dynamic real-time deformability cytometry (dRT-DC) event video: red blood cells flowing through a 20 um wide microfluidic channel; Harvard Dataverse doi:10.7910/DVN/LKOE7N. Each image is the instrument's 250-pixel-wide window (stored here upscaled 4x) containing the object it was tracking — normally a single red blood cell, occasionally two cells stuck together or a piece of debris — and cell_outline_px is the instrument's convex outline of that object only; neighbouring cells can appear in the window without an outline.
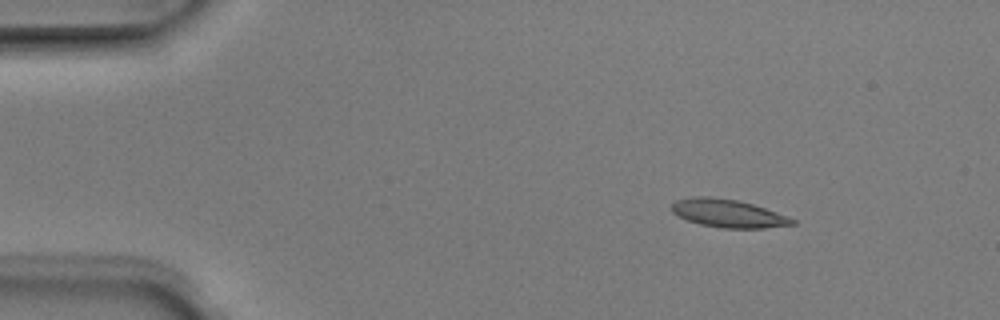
{"species": "Egyptian fruit bat (a non-hibernating species)", "species_latin": "Rousettus aegyptiacus", "temperature_condition": "room temperature", "stored_images_in_passage": 4, "camera_frame_rate_fps": 3000, "um_per_image_px": 0.085, "animal": {"sex": "male"}, "frame": {"image": 1, "passage_image": 2, "time_ms": 0.333, "image_size_px": [1000, 320], "cell_outline_px": [[796, 224], [764, 228], [720, 228], [700, 224], [688, 220], [672, 212], [672, 204], [676, 200], [692, 196], [708, 196], [736, 200], [752, 204], [788, 216], [796, 220]], "centroid_in_image_um": [61.89, 18.14], "position_along_channel_um": 23.1, "area_um2": 19.59}}